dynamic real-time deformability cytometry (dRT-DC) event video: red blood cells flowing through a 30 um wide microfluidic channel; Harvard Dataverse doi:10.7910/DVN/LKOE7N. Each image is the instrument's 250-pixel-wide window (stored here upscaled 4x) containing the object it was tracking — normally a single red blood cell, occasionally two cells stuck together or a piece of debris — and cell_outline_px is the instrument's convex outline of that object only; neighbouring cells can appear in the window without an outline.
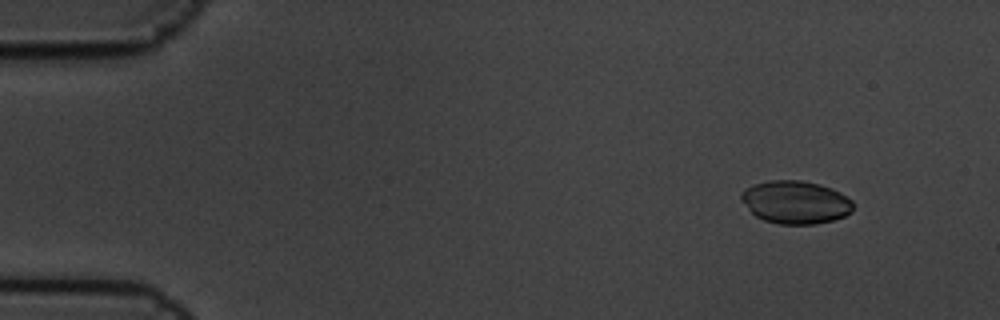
{"species": "common noctule bat (a hibernating species)", "species_latin": "Nyctalus noctula", "temperature_condition": "cold", "stored_images_in_passage": 5, "camera_frame_rate_fps": 3000, "um_per_image_px": 0.085, "animal": {"sex": "male", "body_mass_g": 19.5, "forearm_length_mm": 54.6}, "frame": {"image": 1, "passage_image": 1, "time_ms": 0.0, "image_size_px": [1000, 320], "cell_outline_px": [[852, 212], [844, 216], [832, 220], [812, 224], [780, 224], [764, 220], [756, 216], [740, 200], [740, 192], [756, 184], [768, 180], [800, 180], [820, 184], [832, 188], [840, 192], [852, 200]], "centroid_in_image_um": [67.62, 17.18], "position_along_channel_um": 17.4, "area_um2": 27.92}}